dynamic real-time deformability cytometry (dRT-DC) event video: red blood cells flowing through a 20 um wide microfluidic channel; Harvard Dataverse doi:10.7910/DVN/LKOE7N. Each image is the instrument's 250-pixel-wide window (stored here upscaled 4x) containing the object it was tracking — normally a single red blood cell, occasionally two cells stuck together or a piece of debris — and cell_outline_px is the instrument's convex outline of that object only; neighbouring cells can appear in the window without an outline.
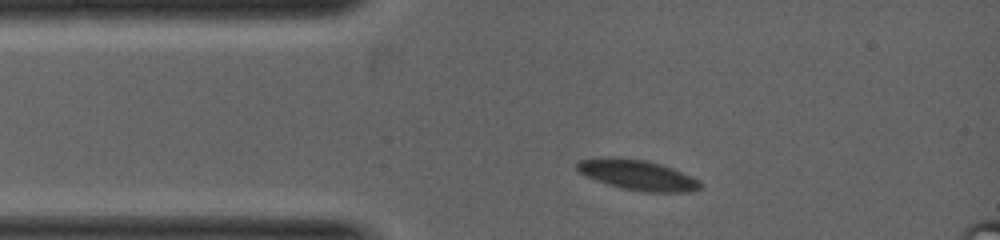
{"species": "common noctule bat (a hibernating species)", "species_latin": "Nyctalus noctula", "temperature_condition": "warm", "stored_images_in_passage": 2, "camera_frame_rate_fps": 5000, "um_per_image_px": 0.085, "animal": {"sex": "female", "body_mass_g": 19.0, "forearm_length_mm": 53.3}, "frame": {"image": 1, "passage_image": 1, "time_ms": 0.0, "image_size_px": [1000, 240], "cell_outline_px": [[700, 188], [688, 192], [644, 192], [624, 188], [608, 184], [596, 180], [580, 172], [576, 168], [576, 164], [580, 160], [640, 160], [672, 168], [700, 180]], "centroid_in_image_um": [54.28, 14.94], "position_along_channel_um": 30.7, "area_um2": 20.35}}
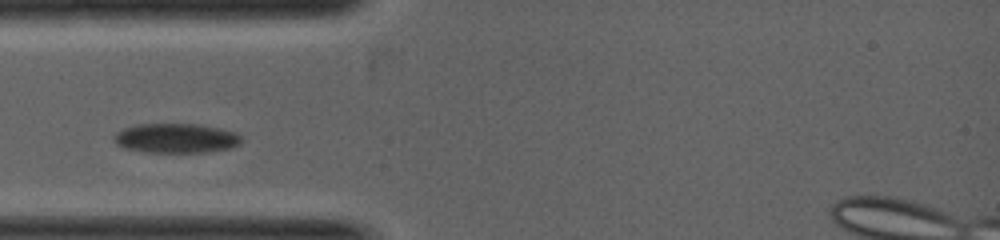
{"frame": {"image": 2, "passage_image": 2, "time_ms": 0.8, "image_size_px": [1000, 240], "cell_outline_px": [[240, 144], [228, 148], [208, 152], [144, 152], [124, 148], [116, 144], [116, 132], [124, 128], [140, 124], [196, 124], [220, 128], [232, 132], [240, 136]], "centroid_in_image_um": [14.94, 11.75], "position_along_channel_um": 70.1, "area_um2": 21.62}}